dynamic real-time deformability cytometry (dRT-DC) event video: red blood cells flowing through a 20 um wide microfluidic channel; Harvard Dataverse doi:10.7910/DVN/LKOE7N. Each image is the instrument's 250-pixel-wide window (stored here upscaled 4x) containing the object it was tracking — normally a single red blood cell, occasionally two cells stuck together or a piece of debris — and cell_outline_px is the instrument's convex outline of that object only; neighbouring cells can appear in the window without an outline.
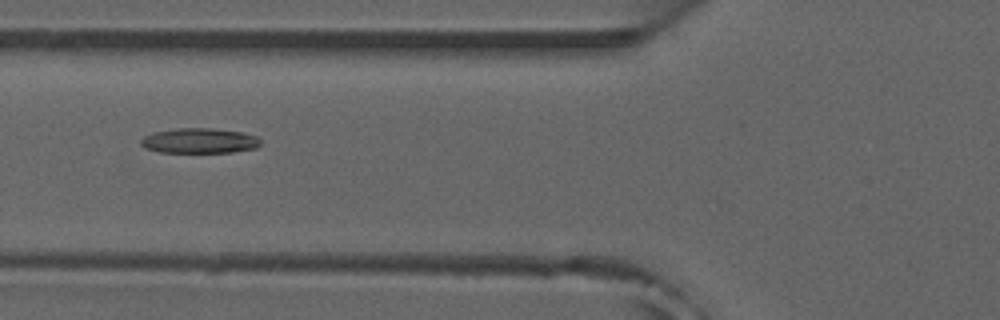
{"species": "common noctule bat (a hibernating species)", "species_latin": "Nyctalus noctula", "temperature_condition": "room temperature", "stored_images_in_passage": 18, "camera_frame_rate_fps": 3000, "um_per_image_px": 0.085, "animal": {"sex": "male", "forearm_length_mm": 52.5}, "frame": {"image": 1, "passage_image": 12, "time_ms": 3.667, "image_size_px": [1000, 320], "cell_outline_px": [[260, 144], [256, 148], [232, 152], [160, 152], [144, 148], [140, 144], [140, 140], [144, 136], [152, 132], [176, 128], [212, 128], [244, 132], [256, 136], [260, 140]], "centroid_in_image_um": [16.93, 11.95], "position_along_channel_um": 108.9, "area_um2": 17.63}}
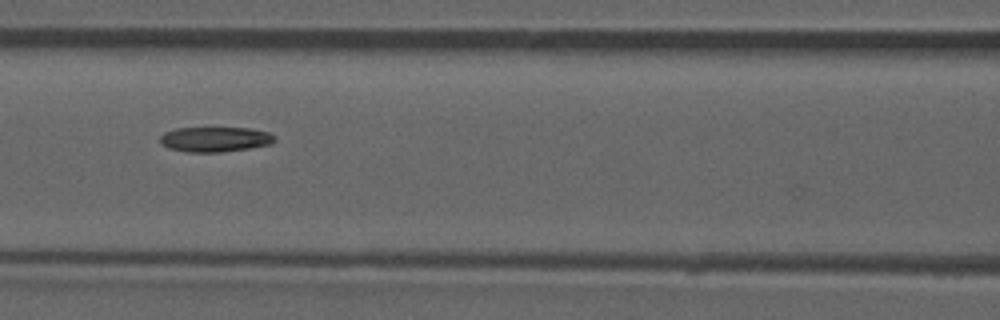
{"frame": {"image": 2, "passage_image": 15, "time_ms": 4.667, "image_size_px": [1000, 320], "cell_outline_px": [[276, 140], [272, 144], [248, 148], [220, 152], [188, 152], [168, 148], [160, 144], [160, 136], [164, 132], [176, 128], [252, 128], [268, 132], [276, 136]], "centroid_in_image_um": [18.28, 11.84], "position_along_channel_um": 148.3, "area_um2": 16.82}}